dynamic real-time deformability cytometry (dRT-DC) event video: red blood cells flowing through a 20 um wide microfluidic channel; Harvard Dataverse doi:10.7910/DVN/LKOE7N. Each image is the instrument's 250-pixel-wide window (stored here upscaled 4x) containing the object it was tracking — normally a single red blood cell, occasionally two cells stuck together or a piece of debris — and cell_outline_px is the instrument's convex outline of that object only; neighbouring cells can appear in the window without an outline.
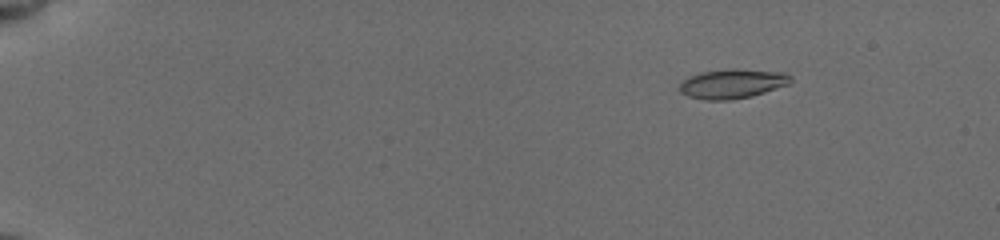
{"species": "common noctule bat (a hibernating species)", "species_latin": "Nyctalus noctula", "temperature_condition": "cold", "stored_images_in_passage": 7, "camera_frame_rate_fps": 3000, "um_per_image_px": 0.085, "animal": {"sex": "female", "body_mass_g": 19.5, "forearm_length_mm": 54.1}, "frame": {"image": 1, "passage_image": 1, "time_ms": 0.0, "image_size_px": [1000, 240], "cell_outline_px": [[792, 80], [788, 84], [752, 96], [732, 100], [704, 100], [688, 96], [680, 92], [680, 84], [688, 76], [704, 72], [788, 72], [792, 76]], "centroid_in_image_um": [62.23, 7.18], "position_along_channel_um": 22.8, "area_um2": 17.92}}